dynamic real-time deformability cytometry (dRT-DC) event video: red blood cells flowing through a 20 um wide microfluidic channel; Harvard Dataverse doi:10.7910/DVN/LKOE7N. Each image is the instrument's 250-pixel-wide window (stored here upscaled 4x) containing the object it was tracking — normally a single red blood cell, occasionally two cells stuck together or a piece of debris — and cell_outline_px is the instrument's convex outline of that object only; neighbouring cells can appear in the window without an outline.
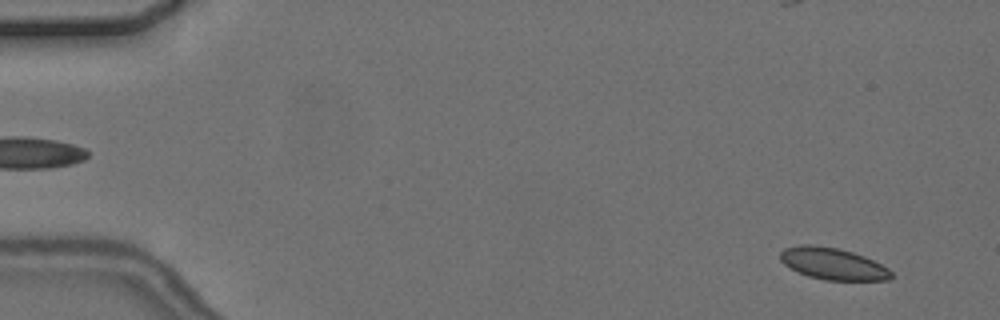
{"species": "common noctule bat (a hibernating species)", "species_latin": "Nyctalus noctula", "temperature_condition": "cold", "stored_images_in_passage": 5, "camera_frame_rate_fps": 3000, "um_per_image_px": 0.085, "animal": {"sex": "female", "body_mass_g": 24.6, "forearm_length_mm": 56.2}, "frame": {"image": 1, "passage_image": 1, "time_ms": 0.0, "image_size_px": [1000, 320], "cell_outline_px": [[892, 276], [888, 280], [824, 280], [808, 276], [784, 264], [780, 260], [780, 252], [784, 248], [800, 244], [812, 244], [836, 248], [852, 252], [864, 256], [888, 268], [892, 272]], "centroid_in_image_um": [70.77, 22.41], "position_along_channel_um": 14.2, "area_um2": 20.4}}
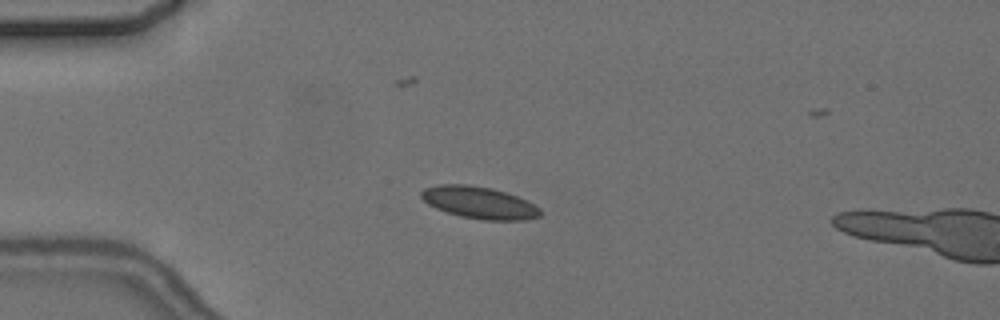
{"frame": {"image": 2, "passage_image": 4, "time_ms": 3.667, "image_size_px": [1000, 320], "cell_outline_px": [[544, 212], [540, 216], [524, 220], [480, 220], [460, 216], [436, 208], [428, 204], [420, 196], [420, 192], [424, 188], [440, 184], [468, 184], [492, 188], [528, 200], [540, 208]], "centroid_in_image_um": [40.76, 17.22], "position_along_channel_um": 44.2, "area_um2": 22.37}}